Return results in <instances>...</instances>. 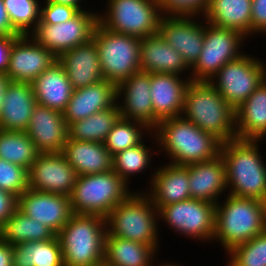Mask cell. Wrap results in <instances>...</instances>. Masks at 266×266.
<instances>
[{
	"instance_id": "cell-40",
	"label": "cell",
	"mask_w": 266,
	"mask_h": 266,
	"mask_svg": "<svg viewBox=\"0 0 266 266\" xmlns=\"http://www.w3.org/2000/svg\"><path fill=\"white\" fill-rule=\"evenodd\" d=\"M28 188V169L0 158V189L18 198Z\"/></svg>"
},
{
	"instance_id": "cell-31",
	"label": "cell",
	"mask_w": 266,
	"mask_h": 266,
	"mask_svg": "<svg viewBox=\"0 0 266 266\" xmlns=\"http://www.w3.org/2000/svg\"><path fill=\"white\" fill-rule=\"evenodd\" d=\"M157 253L150 245L105 236L104 260L108 266H153Z\"/></svg>"
},
{
	"instance_id": "cell-46",
	"label": "cell",
	"mask_w": 266,
	"mask_h": 266,
	"mask_svg": "<svg viewBox=\"0 0 266 266\" xmlns=\"http://www.w3.org/2000/svg\"><path fill=\"white\" fill-rule=\"evenodd\" d=\"M20 35L9 20L3 0H0V36Z\"/></svg>"
},
{
	"instance_id": "cell-25",
	"label": "cell",
	"mask_w": 266,
	"mask_h": 266,
	"mask_svg": "<svg viewBox=\"0 0 266 266\" xmlns=\"http://www.w3.org/2000/svg\"><path fill=\"white\" fill-rule=\"evenodd\" d=\"M58 61L64 67L74 89L104 80L98 49L92 39L88 43L63 52L58 57Z\"/></svg>"
},
{
	"instance_id": "cell-8",
	"label": "cell",
	"mask_w": 266,
	"mask_h": 266,
	"mask_svg": "<svg viewBox=\"0 0 266 266\" xmlns=\"http://www.w3.org/2000/svg\"><path fill=\"white\" fill-rule=\"evenodd\" d=\"M101 71L105 80L118 85L140 69V38L113 32L99 23L94 28Z\"/></svg>"
},
{
	"instance_id": "cell-4",
	"label": "cell",
	"mask_w": 266,
	"mask_h": 266,
	"mask_svg": "<svg viewBox=\"0 0 266 266\" xmlns=\"http://www.w3.org/2000/svg\"><path fill=\"white\" fill-rule=\"evenodd\" d=\"M221 143L236 139L235 109L208 81H190L181 115Z\"/></svg>"
},
{
	"instance_id": "cell-9",
	"label": "cell",
	"mask_w": 266,
	"mask_h": 266,
	"mask_svg": "<svg viewBox=\"0 0 266 266\" xmlns=\"http://www.w3.org/2000/svg\"><path fill=\"white\" fill-rule=\"evenodd\" d=\"M98 23L113 32L143 38L159 33L163 16L157 0H107Z\"/></svg>"
},
{
	"instance_id": "cell-12",
	"label": "cell",
	"mask_w": 266,
	"mask_h": 266,
	"mask_svg": "<svg viewBox=\"0 0 266 266\" xmlns=\"http://www.w3.org/2000/svg\"><path fill=\"white\" fill-rule=\"evenodd\" d=\"M158 221L164 222L179 236L211 243L215 233L216 204L192 198L172 203L158 209Z\"/></svg>"
},
{
	"instance_id": "cell-37",
	"label": "cell",
	"mask_w": 266,
	"mask_h": 266,
	"mask_svg": "<svg viewBox=\"0 0 266 266\" xmlns=\"http://www.w3.org/2000/svg\"><path fill=\"white\" fill-rule=\"evenodd\" d=\"M152 132L145 124L120 117L103 142L112 155L140 144ZM146 133V134H145ZM144 136V137H143Z\"/></svg>"
},
{
	"instance_id": "cell-26",
	"label": "cell",
	"mask_w": 266,
	"mask_h": 266,
	"mask_svg": "<svg viewBox=\"0 0 266 266\" xmlns=\"http://www.w3.org/2000/svg\"><path fill=\"white\" fill-rule=\"evenodd\" d=\"M36 105L31 83L10 81L4 93L0 129L25 132Z\"/></svg>"
},
{
	"instance_id": "cell-43",
	"label": "cell",
	"mask_w": 266,
	"mask_h": 266,
	"mask_svg": "<svg viewBox=\"0 0 266 266\" xmlns=\"http://www.w3.org/2000/svg\"><path fill=\"white\" fill-rule=\"evenodd\" d=\"M251 36L266 34V0H252Z\"/></svg>"
},
{
	"instance_id": "cell-14",
	"label": "cell",
	"mask_w": 266,
	"mask_h": 266,
	"mask_svg": "<svg viewBox=\"0 0 266 266\" xmlns=\"http://www.w3.org/2000/svg\"><path fill=\"white\" fill-rule=\"evenodd\" d=\"M200 18L201 16L163 15L159 22V34L183 56L190 68L197 61L203 48L206 20L202 23L203 18Z\"/></svg>"
},
{
	"instance_id": "cell-52",
	"label": "cell",
	"mask_w": 266,
	"mask_h": 266,
	"mask_svg": "<svg viewBox=\"0 0 266 266\" xmlns=\"http://www.w3.org/2000/svg\"><path fill=\"white\" fill-rule=\"evenodd\" d=\"M226 266H234L229 260L228 263L225 264Z\"/></svg>"
},
{
	"instance_id": "cell-17",
	"label": "cell",
	"mask_w": 266,
	"mask_h": 266,
	"mask_svg": "<svg viewBox=\"0 0 266 266\" xmlns=\"http://www.w3.org/2000/svg\"><path fill=\"white\" fill-rule=\"evenodd\" d=\"M17 209L42 222L56 235L73 215L70 196L26 189L17 198Z\"/></svg>"
},
{
	"instance_id": "cell-18",
	"label": "cell",
	"mask_w": 266,
	"mask_h": 266,
	"mask_svg": "<svg viewBox=\"0 0 266 266\" xmlns=\"http://www.w3.org/2000/svg\"><path fill=\"white\" fill-rule=\"evenodd\" d=\"M117 104L122 118L141 122L152 131L158 126L150 97V73L139 71L120 82Z\"/></svg>"
},
{
	"instance_id": "cell-33",
	"label": "cell",
	"mask_w": 266,
	"mask_h": 266,
	"mask_svg": "<svg viewBox=\"0 0 266 266\" xmlns=\"http://www.w3.org/2000/svg\"><path fill=\"white\" fill-rule=\"evenodd\" d=\"M56 234L42 222L32 219L16 209L0 228V238L16 246L23 242L53 239Z\"/></svg>"
},
{
	"instance_id": "cell-32",
	"label": "cell",
	"mask_w": 266,
	"mask_h": 266,
	"mask_svg": "<svg viewBox=\"0 0 266 266\" xmlns=\"http://www.w3.org/2000/svg\"><path fill=\"white\" fill-rule=\"evenodd\" d=\"M13 266H64L57 235L50 240L23 242L13 249Z\"/></svg>"
},
{
	"instance_id": "cell-28",
	"label": "cell",
	"mask_w": 266,
	"mask_h": 266,
	"mask_svg": "<svg viewBox=\"0 0 266 266\" xmlns=\"http://www.w3.org/2000/svg\"><path fill=\"white\" fill-rule=\"evenodd\" d=\"M77 175H91L113 170V156L103 142L70 140L61 152Z\"/></svg>"
},
{
	"instance_id": "cell-13",
	"label": "cell",
	"mask_w": 266,
	"mask_h": 266,
	"mask_svg": "<svg viewBox=\"0 0 266 266\" xmlns=\"http://www.w3.org/2000/svg\"><path fill=\"white\" fill-rule=\"evenodd\" d=\"M97 23L98 11L82 10L64 23L37 24L30 36L59 57L67 50L88 43Z\"/></svg>"
},
{
	"instance_id": "cell-47",
	"label": "cell",
	"mask_w": 266,
	"mask_h": 266,
	"mask_svg": "<svg viewBox=\"0 0 266 266\" xmlns=\"http://www.w3.org/2000/svg\"><path fill=\"white\" fill-rule=\"evenodd\" d=\"M14 246L0 238V266H13Z\"/></svg>"
},
{
	"instance_id": "cell-42",
	"label": "cell",
	"mask_w": 266,
	"mask_h": 266,
	"mask_svg": "<svg viewBox=\"0 0 266 266\" xmlns=\"http://www.w3.org/2000/svg\"><path fill=\"white\" fill-rule=\"evenodd\" d=\"M80 10L78 8L55 2H41L40 22L38 24H59L75 17Z\"/></svg>"
},
{
	"instance_id": "cell-21",
	"label": "cell",
	"mask_w": 266,
	"mask_h": 266,
	"mask_svg": "<svg viewBox=\"0 0 266 266\" xmlns=\"http://www.w3.org/2000/svg\"><path fill=\"white\" fill-rule=\"evenodd\" d=\"M190 81V78L175 74L150 73V97L157 123L182 115L184 95Z\"/></svg>"
},
{
	"instance_id": "cell-29",
	"label": "cell",
	"mask_w": 266,
	"mask_h": 266,
	"mask_svg": "<svg viewBox=\"0 0 266 266\" xmlns=\"http://www.w3.org/2000/svg\"><path fill=\"white\" fill-rule=\"evenodd\" d=\"M235 130L238 139L266 137V79L235 109Z\"/></svg>"
},
{
	"instance_id": "cell-15",
	"label": "cell",
	"mask_w": 266,
	"mask_h": 266,
	"mask_svg": "<svg viewBox=\"0 0 266 266\" xmlns=\"http://www.w3.org/2000/svg\"><path fill=\"white\" fill-rule=\"evenodd\" d=\"M29 174V188L70 196L77 174L60 153H40L32 163Z\"/></svg>"
},
{
	"instance_id": "cell-51",
	"label": "cell",
	"mask_w": 266,
	"mask_h": 266,
	"mask_svg": "<svg viewBox=\"0 0 266 266\" xmlns=\"http://www.w3.org/2000/svg\"><path fill=\"white\" fill-rule=\"evenodd\" d=\"M88 266H108V265L106 264V261L103 259L100 262H97L95 264H91V265H88Z\"/></svg>"
},
{
	"instance_id": "cell-6",
	"label": "cell",
	"mask_w": 266,
	"mask_h": 266,
	"mask_svg": "<svg viewBox=\"0 0 266 266\" xmlns=\"http://www.w3.org/2000/svg\"><path fill=\"white\" fill-rule=\"evenodd\" d=\"M106 218L73 214L58 232L64 266H88L104 259Z\"/></svg>"
},
{
	"instance_id": "cell-34",
	"label": "cell",
	"mask_w": 266,
	"mask_h": 266,
	"mask_svg": "<svg viewBox=\"0 0 266 266\" xmlns=\"http://www.w3.org/2000/svg\"><path fill=\"white\" fill-rule=\"evenodd\" d=\"M121 117L119 106L94 113L80 121L68 125V139L104 142L112 127Z\"/></svg>"
},
{
	"instance_id": "cell-38",
	"label": "cell",
	"mask_w": 266,
	"mask_h": 266,
	"mask_svg": "<svg viewBox=\"0 0 266 266\" xmlns=\"http://www.w3.org/2000/svg\"><path fill=\"white\" fill-rule=\"evenodd\" d=\"M41 1L3 0L12 27L20 35H30L40 22Z\"/></svg>"
},
{
	"instance_id": "cell-35",
	"label": "cell",
	"mask_w": 266,
	"mask_h": 266,
	"mask_svg": "<svg viewBox=\"0 0 266 266\" xmlns=\"http://www.w3.org/2000/svg\"><path fill=\"white\" fill-rule=\"evenodd\" d=\"M40 152L26 132L0 129V158L30 169Z\"/></svg>"
},
{
	"instance_id": "cell-44",
	"label": "cell",
	"mask_w": 266,
	"mask_h": 266,
	"mask_svg": "<svg viewBox=\"0 0 266 266\" xmlns=\"http://www.w3.org/2000/svg\"><path fill=\"white\" fill-rule=\"evenodd\" d=\"M17 209V197L0 189V228Z\"/></svg>"
},
{
	"instance_id": "cell-1",
	"label": "cell",
	"mask_w": 266,
	"mask_h": 266,
	"mask_svg": "<svg viewBox=\"0 0 266 266\" xmlns=\"http://www.w3.org/2000/svg\"><path fill=\"white\" fill-rule=\"evenodd\" d=\"M150 135L156 148L158 144V153L170 159L168 163L186 166L220 154L221 142L182 116L161 120Z\"/></svg>"
},
{
	"instance_id": "cell-2",
	"label": "cell",
	"mask_w": 266,
	"mask_h": 266,
	"mask_svg": "<svg viewBox=\"0 0 266 266\" xmlns=\"http://www.w3.org/2000/svg\"><path fill=\"white\" fill-rule=\"evenodd\" d=\"M262 140L232 139L221 143L228 194L266 203V163L259 151Z\"/></svg>"
},
{
	"instance_id": "cell-41",
	"label": "cell",
	"mask_w": 266,
	"mask_h": 266,
	"mask_svg": "<svg viewBox=\"0 0 266 266\" xmlns=\"http://www.w3.org/2000/svg\"><path fill=\"white\" fill-rule=\"evenodd\" d=\"M163 15H204L210 0H157Z\"/></svg>"
},
{
	"instance_id": "cell-22",
	"label": "cell",
	"mask_w": 266,
	"mask_h": 266,
	"mask_svg": "<svg viewBox=\"0 0 266 266\" xmlns=\"http://www.w3.org/2000/svg\"><path fill=\"white\" fill-rule=\"evenodd\" d=\"M116 103L117 85L104 79L98 83L74 89L62 114L66 124L69 125L113 107Z\"/></svg>"
},
{
	"instance_id": "cell-27",
	"label": "cell",
	"mask_w": 266,
	"mask_h": 266,
	"mask_svg": "<svg viewBox=\"0 0 266 266\" xmlns=\"http://www.w3.org/2000/svg\"><path fill=\"white\" fill-rule=\"evenodd\" d=\"M31 84L37 104L60 112L66 108L74 90L59 61L43 71Z\"/></svg>"
},
{
	"instance_id": "cell-36",
	"label": "cell",
	"mask_w": 266,
	"mask_h": 266,
	"mask_svg": "<svg viewBox=\"0 0 266 266\" xmlns=\"http://www.w3.org/2000/svg\"><path fill=\"white\" fill-rule=\"evenodd\" d=\"M145 139L138 145L127 148L113 156V171L129 186L131 178L148 170L153 163V155L158 154V149L153 151ZM150 164V165H149Z\"/></svg>"
},
{
	"instance_id": "cell-23",
	"label": "cell",
	"mask_w": 266,
	"mask_h": 266,
	"mask_svg": "<svg viewBox=\"0 0 266 266\" xmlns=\"http://www.w3.org/2000/svg\"><path fill=\"white\" fill-rule=\"evenodd\" d=\"M187 166L192 199L214 204L219 202L220 197L222 200L221 194L226 195L228 186L225 162L220 154L214 159Z\"/></svg>"
},
{
	"instance_id": "cell-5",
	"label": "cell",
	"mask_w": 266,
	"mask_h": 266,
	"mask_svg": "<svg viewBox=\"0 0 266 266\" xmlns=\"http://www.w3.org/2000/svg\"><path fill=\"white\" fill-rule=\"evenodd\" d=\"M106 223V235L150 245L159 251L158 209L145 192L133 191L109 213Z\"/></svg>"
},
{
	"instance_id": "cell-45",
	"label": "cell",
	"mask_w": 266,
	"mask_h": 266,
	"mask_svg": "<svg viewBox=\"0 0 266 266\" xmlns=\"http://www.w3.org/2000/svg\"><path fill=\"white\" fill-rule=\"evenodd\" d=\"M20 35L0 36V72L6 73L9 65L10 48Z\"/></svg>"
},
{
	"instance_id": "cell-3",
	"label": "cell",
	"mask_w": 266,
	"mask_h": 266,
	"mask_svg": "<svg viewBox=\"0 0 266 266\" xmlns=\"http://www.w3.org/2000/svg\"><path fill=\"white\" fill-rule=\"evenodd\" d=\"M225 196L216 204L213 243H220L226 254L266 231V203L232 194Z\"/></svg>"
},
{
	"instance_id": "cell-39",
	"label": "cell",
	"mask_w": 266,
	"mask_h": 266,
	"mask_svg": "<svg viewBox=\"0 0 266 266\" xmlns=\"http://www.w3.org/2000/svg\"><path fill=\"white\" fill-rule=\"evenodd\" d=\"M234 266H266V231L228 252Z\"/></svg>"
},
{
	"instance_id": "cell-11",
	"label": "cell",
	"mask_w": 266,
	"mask_h": 266,
	"mask_svg": "<svg viewBox=\"0 0 266 266\" xmlns=\"http://www.w3.org/2000/svg\"><path fill=\"white\" fill-rule=\"evenodd\" d=\"M265 79L266 63L245 52L237 60L227 62L209 82L236 109Z\"/></svg>"
},
{
	"instance_id": "cell-48",
	"label": "cell",
	"mask_w": 266,
	"mask_h": 266,
	"mask_svg": "<svg viewBox=\"0 0 266 266\" xmlns=\"http://www.w3.org/2000/svg\"><path fill=\"white\" fill-rule=\"evenodd\" d=\"M10 81L11 80L8 78V76L5 73L0 72V115H1V108L3 105L4 93Z\"/></svg>"
},
{
	"instance_id": "cell-30",
	"label": "cell",
	"mask_w": 266,
	"mask_h": 266,
	"mask_svg": "<svg viewBox=\"0 0 266 266\" xmlns=\"http://www.w3.org/2000/svg\"><path fill=\"white\" fill-rule=\"evenodd\" d=\"M252 0H210L202 16L211 25L251 37Z\"/></svg>"
},
{
	"instance_id": "cell-7",
	"label": "cell",
	"mask_w": 266,
	"mask_h": 266,
	"mask_svg": "<svg viewBox=\"0 0 266 266\" xmlns=\"http://www.w3.org/2000/svg\"><path fill=\"white\" fill-rule=\"evenodd\" d=\"M132 192L113 170L78 175L70 195L71 209L73 214L100 215L106 218Z\"/></svg>"
},
{
	"instance_id": "cell-24",
	"label": "cell",
	"mask_w": 266,
	"mask_h": 266,
	"mask_svg": "<svg viewBox=\"0 0 266 266\" xmlns=\"http://www.w3.org/2000/svg\"><path fill=\"white\" fill-rule=\"evenodd\" d=\"M140 69L148 73H168L178 76H184L182 73H185L187 78H190L191 73V68L186 64L183 56L159 33L140 39Z\"/></svg>"
},
{
	"instance_id": "cell-50",
	"label": "cell",
	"mask_w": 266,
	"mask_h": 266,
	"mask_svg": "<svg viewBox=\"0 0 266 266\" xmlns=\"http://www.w3.org/2000/svg\"><path fill=\"white\" fill-rule=\"evenodd\" d=\"M155 264H156V266H182V265H179V264H176L175 262L174 263H162V264H158V262L157 263H154V265L153 266H155Z\"/></svg>"
},
{
	"instance_id": "cell-20",
	"label": "cell",
	"mask_w": 266,
	"mask_h": 266,
	"mask_svg": "<svg viewBox=\"0 0 266 266\" xmlns=\"http://www.w3.org/2000/svg\"><path fill=\"white\" fill-rule=\"evenodd\" d=\"M155 169L148 180L149 189L145 188L144 192L157 209L191 199L187 165L166 163Z\"/></svg>"
},
{
	"instance_id": "cell-19",
	"label": "cell",
	"mask_w": 266,
	"mask_h": 266,
	"mask_svg": "<svg viewBox=\"0 0 266 266\" xmlns=\"http://www.w3.org/2000/svg\"><path fill=\"white\" fill-rule=\"evenodd\" d=\"M40 153H60L68 140L62 112L37 104L25 131Z\"/></svg>"
},
{
	"instance_id": "cell-49",
	"label": "cell",
	"mask_w": 266,
	"mask_h": 266,
	"mask_svg": "<svg viewBox=\"0 0 266 266\" xmlns=\"http://www.w3.org/2000/svg\"><path fill=\"white\" fill-rule=\"evenodd\" d=\"M44 2H55L63 5H69L78 8L80 11L87 10L86 7L82 6L83 0H43ZM85 8V9H84Z\"/></svg>"
},
{
	"instance_id": "cell-10",
	"label": "cell",
	"mask_w": 266,
	"mask_h": 266,
	"mask_svg": "<svg viewBox=\"0 0 266 266\" xmlns=\"http://www.w3.org/2000/svg\"><path fill=\"white\" fill-rule=\"evenodd\" d=\"M246 37L237 30L220 28L206 22L204 24L203 48L191 67V81H210L227 63L237 60L244 51Z\"/></svg>"
},
{
	"instance_id": "cell-16",
	"label": "cell",
	"mask_w": 266,
	"mask_h": 266,
	"mask_svg": "<svg viewBox=\"0 0 266 266\" xmlns=\"http://www.w3.org/2000/svg\"><path fill=\"white\" fill-rule=\"evenodd\" d=\"M57 61L58 57L52 51L38 44L30 35H20L10 48L5 74L11 81L31 83Z\"/></svg>"
}]
</instances>
